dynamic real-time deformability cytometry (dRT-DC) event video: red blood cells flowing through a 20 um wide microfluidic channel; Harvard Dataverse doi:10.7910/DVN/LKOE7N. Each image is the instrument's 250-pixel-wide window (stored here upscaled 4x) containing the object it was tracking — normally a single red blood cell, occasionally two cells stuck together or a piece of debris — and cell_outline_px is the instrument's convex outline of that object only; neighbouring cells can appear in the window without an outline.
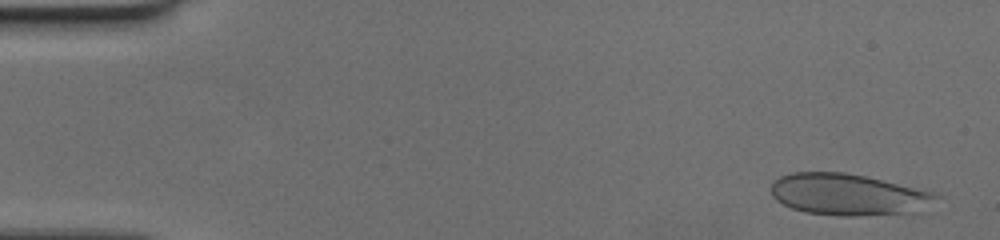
{"species": "human", "species_latin": "Homo sapiens", "temperature_condition": "cold", "stored_images_in_passage": 58, "camera_frame_rate_fps": 3000, "um_per_image_px": 0.085, "donor": {"sex": "female"}, "frame": {"image": 1, "passage_image": 3, "time_ms": 0.667, "image_size_px": [1000, 240], "cell_outline_px": [[944, 196], [912, 212], [856, 216], [844, 216], [808, 212], [792, 208], [776, 200], [772, 196], [772, 184], [780, 176], [792, 172], [844, 172], [864, 176], [932, 192]], "centroid_in_image_um": [72.05, 16.53], "position_along_channel_um": 13.0, "area_um2": 39.25}}
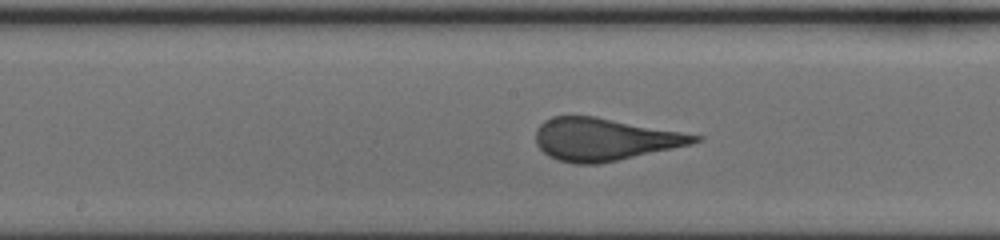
{"frame": {"image": 2, "passage_image": 30, "time_ms": 9.667, "image_size_px": [1000, 240], "cell_outline_px": [[704, 136], [700, 140], [692, 144], [600, 164], [572, 164], [556, 160], [548, 156], [536, 144], [536, 128], [544, 120], [552, 116], [596, 116]], "centroid_in_image_um": [51.34, 11.84], "position_along_channel_um": 196.9, "area_um2": 39.42}}
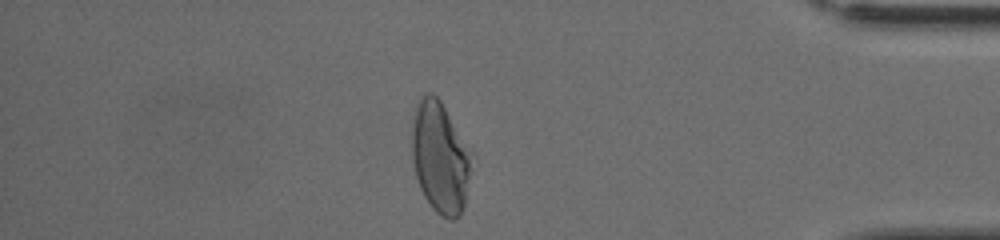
{"frame": {"image": 3, "passage_image": 50, "time_ms": 16.333, "image_size_px": [1000, 240], "cell_outline_px": [[476, 156], [464, 204], [460, 216], [456, 220], [448, 220], [440, 216], [432, 208], [424, 196], [420, 188], [416, 176], [412, 160], [412, 128], [416, 108], [420, 100], [428, 92], [432, 92], [440, 100], [472, 148]], "centroid_in_image_um": [37.48, 13.42], "position_along_channel_um": 397.7, "area_um2": 39.65}}